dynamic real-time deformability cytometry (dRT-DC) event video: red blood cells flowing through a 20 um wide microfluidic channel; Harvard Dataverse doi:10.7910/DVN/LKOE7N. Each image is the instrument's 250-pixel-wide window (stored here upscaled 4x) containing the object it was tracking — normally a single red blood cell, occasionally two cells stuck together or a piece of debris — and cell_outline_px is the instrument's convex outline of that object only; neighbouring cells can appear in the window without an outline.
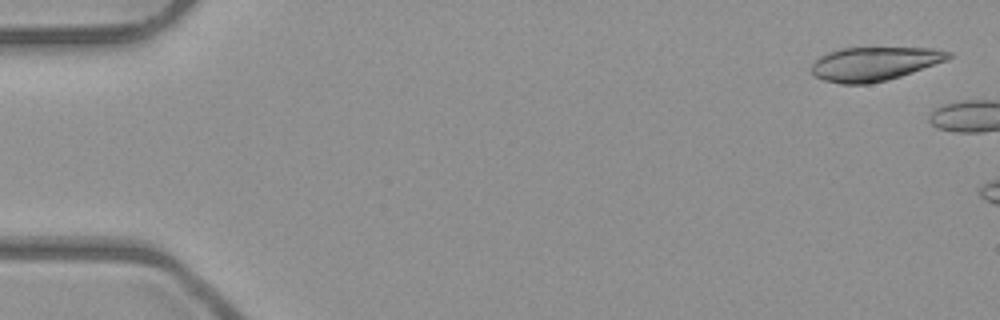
{"species": "common noctule bat (a hibernating species)", "species_latin": "Nyctalus noctula", "temperature_condition": "room temperature", "stored_images_in_passage": 5, "camera_frame_rate_fps": 3000, "um_per_image_px": 0.085, "animal": {"sex": "male", "body_mass_g": 23.1, "forearm_length_mm": 52.7}, "frame": {"image": 1, "passage_image": 2, "time_ms": 0.333, "image_size_px": [1000, 320], "cell_outline_px": [[952, 56], [944, 60], [912, 72], [888, 80], [868, 84], [840, 84], [824, 80], [816, 76], [812, 72], [812, 64], [820, 56], [828, 52], [840, 48], [932, 48], [952, 52]], "centroid_in_image_um": [74.28, 5.42], "position_along_channel_um": 10.7, "area_um2": 26.7}}